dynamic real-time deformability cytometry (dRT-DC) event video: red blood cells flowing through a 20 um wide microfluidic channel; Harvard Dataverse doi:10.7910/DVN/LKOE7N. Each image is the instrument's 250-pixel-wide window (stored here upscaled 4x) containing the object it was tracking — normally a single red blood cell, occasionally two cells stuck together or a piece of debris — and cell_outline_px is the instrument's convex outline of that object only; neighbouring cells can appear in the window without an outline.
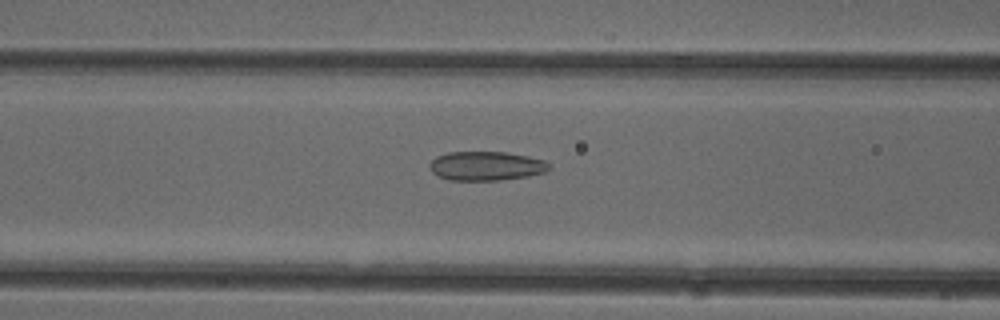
{"species": "common noctule bat (a hibernating species)", "species_latin": "Nyctalus noctula", "temperature_condition": "cold", "stored_images_in_passage": 36, "camera_frame_rate_fps": 3000, "um_per_image_px": 0.085, "animal": {"sex": "female"}, "frame": {"image": 1, "passage_image": 5, "time_ms": 1.333, "image_size_px": [1000, 320], "cell_outline_px": [[548, 168], [544, 172], [528, 176], [500, 180], [448, 180], [432, 172], [428, 164], [436, 156], [448, 152], [504, 152], [528, 156], [544, 160], [548, 164]], "centroid_in_image_um": [41.28, 14.1], "position_along_channel_um": 125.3, "area_um2": 20.11}}
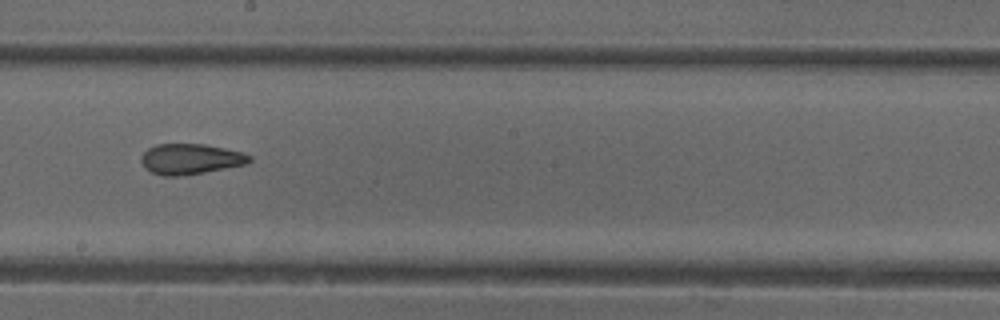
{"frame": {"image": 2, "passage_image": 13, "time_ms": 4.0, "image_size_px": [1000, 320], "cell_outline_px": [[252, 160], [248, 164], [204, 172], [176, 176], [164, 176], [152, 172], [144, 168], [140, 160], [140, 156], [148, 148], [156, 144], [204, 144], [224, 148], [240, 152], [252, 156]], "centroid_in_image_um": [16.17, 13.51], "position_along_channel_um": 232.0, "area_um2": 19.25}}
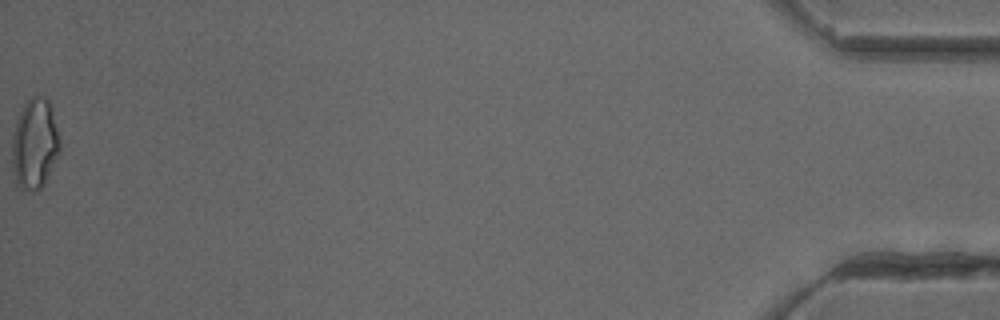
{"frame": {"image": 3, "passage_image": 36, "time_ms": 11.667, "image_size_px": [1000, 320], "cell_outline_px": [[60, 152], [44, 184], [40, 188], [20, 188], [16, 184], [12, 164], [12, 140], [16, 120], [24, 104], [32, 96], [44, 96], [52, 104], [60, 140]], "centroid_in_image_um": [2.97, 12.17], "position_along_channel_um": 432.2, "area_um2": 25.2}, "authors_computed_cell_mechanics": {"area_um2": 19.7676, "velocity_mm_per_s": 3.9982, "shape_relaxation_time_tau1_ms": null, "shape_relaxation_time_tau2_ms": 2.2869, "deformation_change_tau1": null, "deformation_change_tau2": 0.0887}}